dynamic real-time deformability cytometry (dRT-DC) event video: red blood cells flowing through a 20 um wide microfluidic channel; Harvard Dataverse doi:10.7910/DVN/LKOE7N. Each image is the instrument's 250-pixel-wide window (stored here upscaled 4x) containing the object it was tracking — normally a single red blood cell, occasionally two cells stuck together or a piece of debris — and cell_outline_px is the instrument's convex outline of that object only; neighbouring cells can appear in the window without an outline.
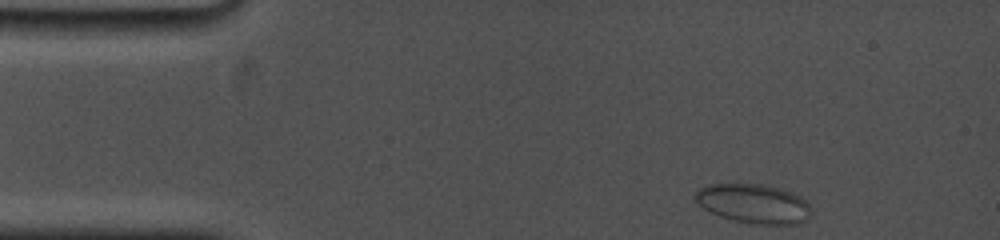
{"species": "common noctule bat (a hibernating species)", "species_latin": "Nyctalus noctula", "temperature_condition": "cold", "stored_images_in_passage": 18, "camera_frame_rate_fps": 5000, "um_per_image_px": 0.085, "animal": {"sex": "female", "body_mass_g": 19.0, "forearm_length_mm": 53.3}, "frame": {"image": 1, "passage_image": 1, "time_ms": 0.0, "image_size_px": [1000, 240], "cell_outline_px": [[808, 216], [804, 220], [796, 224], [752, 224], [720, 216], [704, 208], [692, 196], [700, 188], [708, 184], [764, 184], [780, 188], [800, 196], [808, 204]], "centroid_in_image_um": [64.02, 17.29], "position_along_channel_um": 21.0, "area_um2": 26.13}}
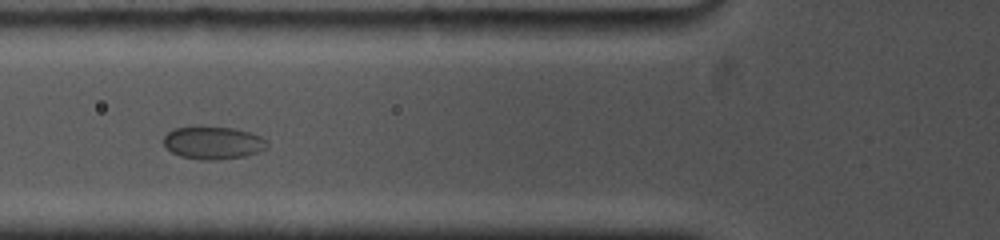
{"frame": {"image": 2, "passage_image": 11, "time_ms": 4.4, "image_size_px": [1000, 240], "cell_outline_px": [[268, 148], [244, 156], [216, 160], [204, 160], [180, 156], [172, 152], [164, 144], [164, 136], [172, 128], [196, 124], [236, 128], [260, 136], [268, 140]], "centroid_in_image_um": [18.09, 12.09], "position_along_channel_um": 107.7, "area_um2": 20.29}}
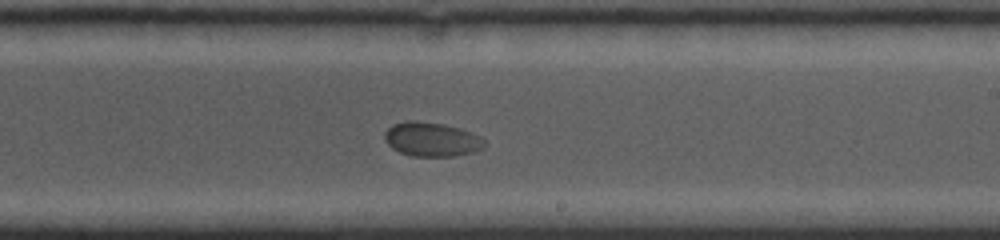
{"frame": {"image": 3, "passage_image": 18, "time_ms": 8.4, "image_size_px": [1000, 240], "cell_outline_px": [[488, 144], [484, 148], [472, 152], [456, 156], [412, 156], [400, 152], [392, 148], [384, 140], [384, 132], [392, 124], [404, 120], [416, 120], [444, 124], [460, 128], [480, 136]], "centroid_in_image_um": [36.68, 11.83], "position_along_channel_um": 252.3, "area_um2": 20.17}}